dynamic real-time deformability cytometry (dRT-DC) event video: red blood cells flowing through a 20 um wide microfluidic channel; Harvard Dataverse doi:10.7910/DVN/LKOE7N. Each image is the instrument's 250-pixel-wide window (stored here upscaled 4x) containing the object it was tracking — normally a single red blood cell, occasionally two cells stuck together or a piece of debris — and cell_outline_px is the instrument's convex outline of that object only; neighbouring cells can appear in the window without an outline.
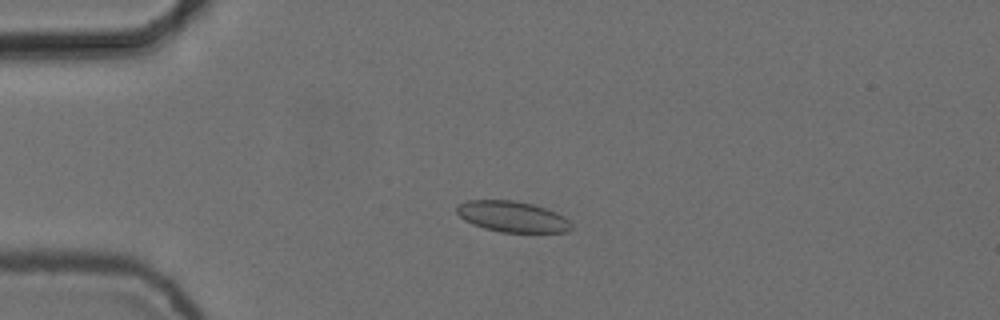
{"species": "common noctule bat (a hibernating species)", "species_latin": "Nyctalus noctula", "temperature_condition": "cold", "stored_images_in_passage": 3, "camera_frame_rate_fps": 3000, "um_per_image_px": 0.085, "animal": {"sex": "female", "body_mass_g": 24.6, "forearm_length_mm": 56.2}, "frame": {"image": 1, "passage_image": 2, "time_ms": 0.333, "image_size_px": [1000, 320], "cell_outline_px": [[572, 228], [568, 232], [500, 232], [484, 228], [472, 224], [464, 220], [456, 212], [456, 208], [460, 204], [468, 200], [512, 200], [532, 204], [556, 212], [564, 216], [572, 224]], "centroid_in_image_um": [43.55, 18.42], "position_along_channel_um": 41.4, "area_um2": 20.58}}